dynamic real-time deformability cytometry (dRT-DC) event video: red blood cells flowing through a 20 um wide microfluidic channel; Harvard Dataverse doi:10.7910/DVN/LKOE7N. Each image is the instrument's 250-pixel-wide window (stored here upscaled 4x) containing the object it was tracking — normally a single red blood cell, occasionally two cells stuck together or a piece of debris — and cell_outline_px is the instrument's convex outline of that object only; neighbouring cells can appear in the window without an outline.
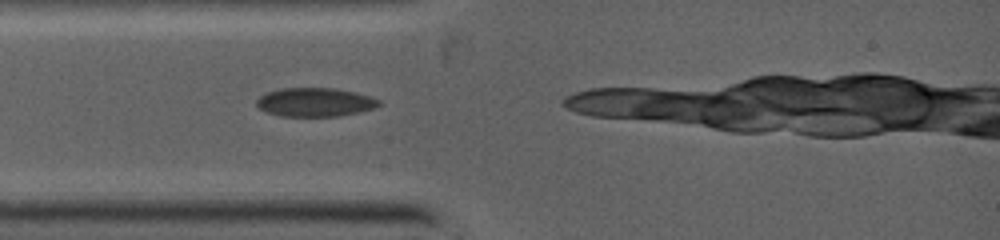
{"species": "common noctule bat (a hibernating species)", "species_latin": "Nyctalus noctula", "temperature_condition": "warm", "stored_images_in_passage": 6, "camera_frame_rate_fps": 5000, "um_per_image_px": 0.085, "animal": {"sex": "female", "body_mass_g": 19.0, "forearm_length_mm": 53.3}, "frame": {"image": 1, "passage_image": 1, "time_ms": 0.0, "image_size_px": [1000, 240], "cell_outline_px": [[384, 104], [376, 108], [360, 112], [340, 116], [280, 116], [268, 112], [260, 108], [256, 104], [256, 100], [260, 96], [268, 92], [280, 88], [336, 88], [356, 92], [380, 100]], "centroid_in_image_um": [26.83, 8.68], "position_along_channel_um": 58.2, "area_um2": 20.63}}